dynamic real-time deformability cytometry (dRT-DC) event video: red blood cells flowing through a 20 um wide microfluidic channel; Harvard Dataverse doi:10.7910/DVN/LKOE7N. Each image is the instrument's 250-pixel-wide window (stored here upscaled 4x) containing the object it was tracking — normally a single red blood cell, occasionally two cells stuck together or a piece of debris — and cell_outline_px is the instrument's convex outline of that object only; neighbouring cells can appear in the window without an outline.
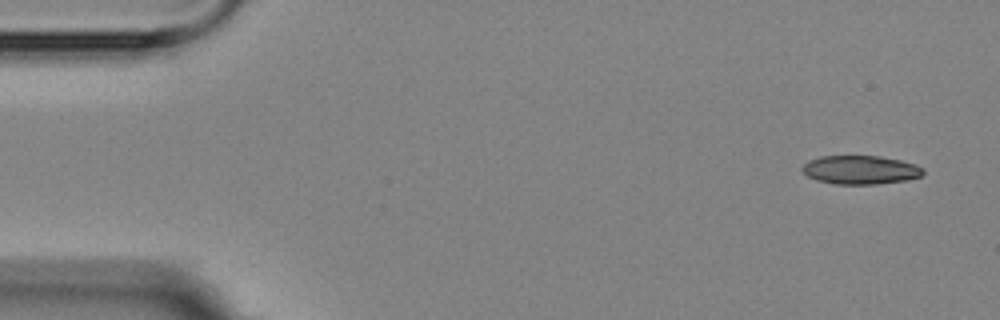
{"species": "Egyptian fruit bat (a non-hibernating species)", "species_latin": "Rousettus aegyptiacus", "temperature_condition": "room temperature", "stored_images_in_passage": 4, "camera_frame_rate_fps": 3000, "um_per_image_px": 0.085, "animal": {"sex": "female"}, "frame": {"image": 1, "passage_image": 1, "time_ms": 0.0, "image_size_px": [1000, 320], "cell_outline_px": [[924, 172], [920, 176], [908, 180], [876, 184], [836, 184], [816, 180], [808, 176], [800, 168], [808, 160], [820, 156], [880, 156], [900, 160], [916, 164], [924, 168]], "centroid_in_image_um": [73.14, 14.43], "position_along_channel_um": 11.9, "area_um2": 20.29}}
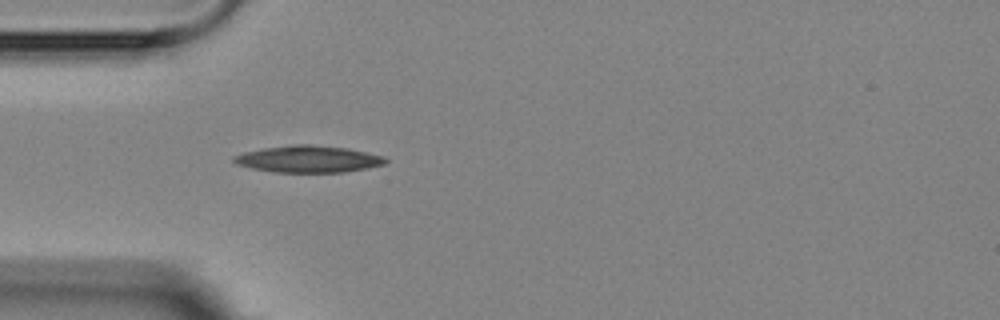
{"frame": {"image": 2, "passage_image": 4, "time_ms": 4.333, "image_size_px": [1000, 320], "cell_outline_px": [[388, 160], [384, 164], [368, 168], [344, 172], [276, 172], [252, 168], [236, 164], [232, 160], [232, 156], [244, 152], [264, 148], [292, 144], [312, 144], [348, 148], [368, 152], [384, 156]], "centroid_in_image_um": [26.22, 13.51], "position_along_channel_um": 58.8, "area_um2": 23.81}}